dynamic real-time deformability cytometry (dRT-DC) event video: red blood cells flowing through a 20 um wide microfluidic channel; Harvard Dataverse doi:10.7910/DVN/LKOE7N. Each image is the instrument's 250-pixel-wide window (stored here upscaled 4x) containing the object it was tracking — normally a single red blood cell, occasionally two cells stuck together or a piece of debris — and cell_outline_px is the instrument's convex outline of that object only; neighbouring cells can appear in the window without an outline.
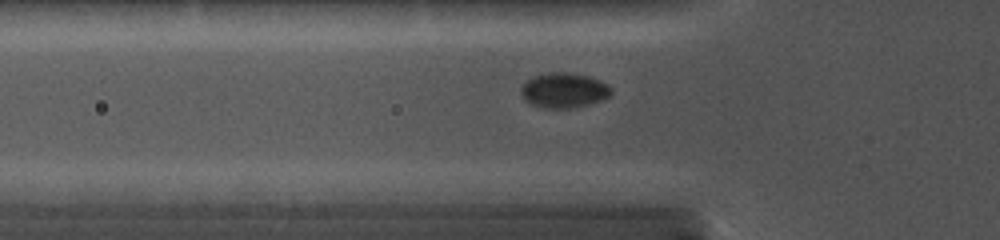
{"species": "common noctule bat (a hibernating species)", "species_latin": "Nyctalus noctula", "temperature_condition": "cold", "stored_images_in_passage": 57, "camera_frame_rate_fps": 5000, "um_per_image_px": 0.085, "animal": {"sex": "female", "body_mass_g": 19.0, "forearm_length_mm": 56.7}, "frame": {"image": 1, "passage_image": 3, "time_ms": 0.4, "image_size_px": [1000, 240], "cell_outline_px": [[612, 92], [608, 96], [584, 104], [564, 108], [552, 108], [536, 104], [528, 100], [520, 92], [520, 84], [532, 76], [548, 72], [564, 72], [588, 76], [600, 80], [608, 84], [612, 88]], "centroid_in_image_um": [47.9, 7.62], "position_along_channel_um": 77.9, "area_um2": 17.8}}
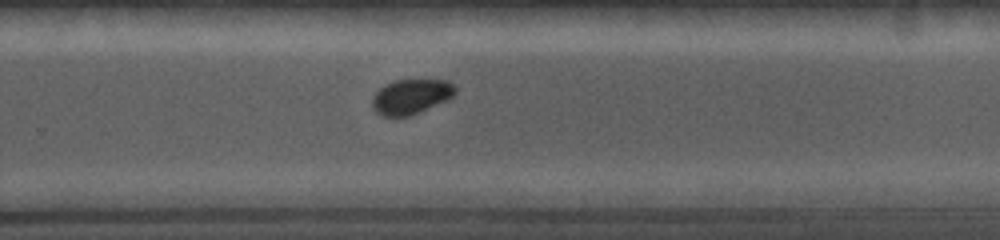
{"frame": {"image": 2, "passage_image": 31, "time_ms": 5.8, "image_size_px": [1000, 240], "cell_outline_px": [[456, 92], [448, 100], [408, 116], [384, 116], [376, 112], [372, 108], [372, 96], [380, 88], [396, 80], [448, 80], [456, 88]], "centroid_in_image_um": [34.93, 8.21], "position_along_channel_um": 294.9, "area_um2": 16.7}}
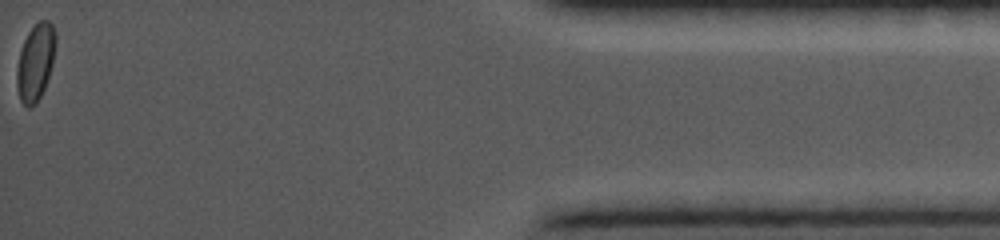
{"frame": {"image": 3, "passage_image": 57, "time_ms": 10.8, "image_size_px": [1000, 240], "cell_outline_px": [[56, 44], [52, 64], [44, 88], [36, 104], [28, 108], [20, 100], [16, 84], [16, 68], [20, 52], [24, 40], [28, 32], [40, 20], [48, 20], [52, 24], [56, 32]], "centroid_in_image_um": [3.01, 5.28], "position_along_channel_um": 432.2, "area_um2": 17.34}}